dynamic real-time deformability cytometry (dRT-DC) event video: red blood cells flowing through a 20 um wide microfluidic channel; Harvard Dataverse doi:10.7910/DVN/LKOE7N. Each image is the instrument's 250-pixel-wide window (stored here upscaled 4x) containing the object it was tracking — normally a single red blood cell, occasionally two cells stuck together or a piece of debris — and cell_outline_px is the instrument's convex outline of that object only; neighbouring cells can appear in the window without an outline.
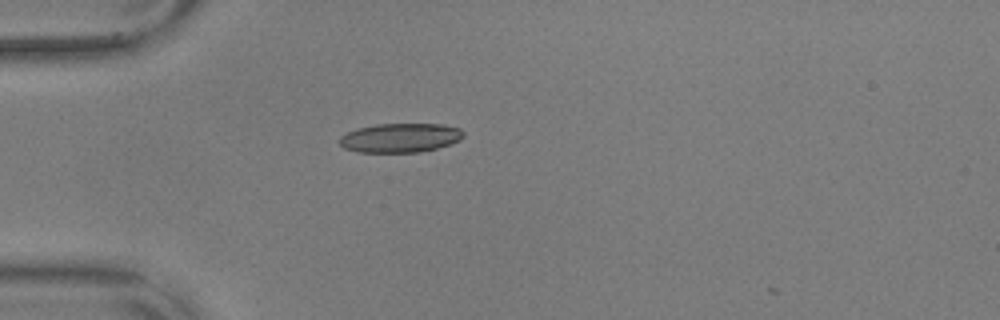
{"species": "common noctule bat (a hibernating species)", "species_latin": "Nyctalus noctula", "temperature_condition": "warm", "stored_images_in_passage": 42, "camera_frame_rate_fps": 3000, "um_per_image_px": 0.085, "animal": {"sex": "male", "body_mass_g": 17.9, "forearm_length_mm": 54.2}, "frame": {"image": 1, "passage_image": 1, "time_ms": 0.0, "image_size_px": [1000, 320], "cell_outline_px": [[464, 136], [460, 140], [436, 148], [420, 152], [356, 152], [344, 148], [340, 144], [340, 136], [356, 128], [376, 124], [440, 124], [460, 128], [464, 132]], "centroid_in_image_um": [34.01, 11.71], "position_along_channel_um": 51.0, "area_um2": 21.04}}
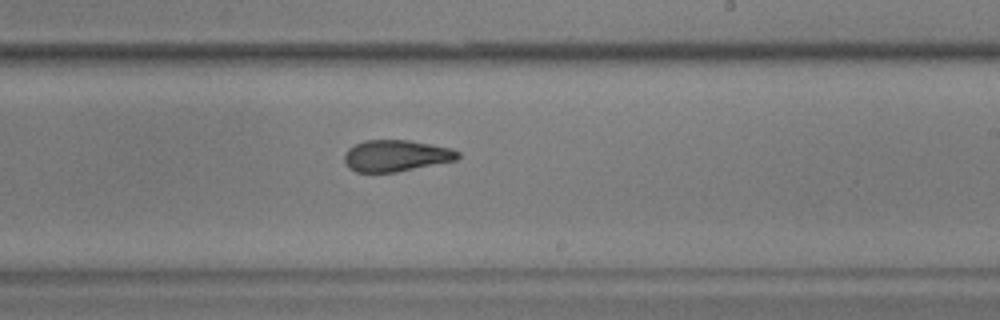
{"frame": {"image": 2, "passage_image": 19, "time_ms": 6.0, "image_size_px": [1000, 320], "cell_outline_px": [[460, 156], [456, 160], [396, 172], [356, 172], [348, 168], [344, 160], [344, 156], [348, 148], [364, 140], [408, 140], [452, 148], [460, 152]], "centroid_in_image_um": [33.65, 13.23], "position_along_channel_um": 255.3, "area_um2": 20.81}}
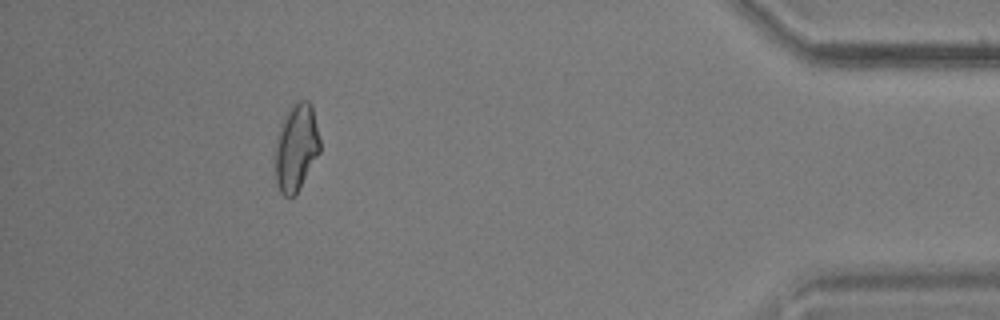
{"frame": {"image": 3, "passage_image": 36, "time_ms": 11.667, "image_size_px": [1000, 320], "cell_outline_px": [[320, 152], [296, 192], [292, 196], [284, 196], [280, 192], [276, 184], [276, 136], [280, 124], [288, 108], [296, 100], [308, 100], [312, 104], [320, 140]], "centroid_in_image_um": [25.17, 12.46], "position_along_channel_um": 410.0, "area_um2": 22.66}, "authors_computed_cell_mechanics": {"area_um2": 21.4149, "velocity_mm_per_s": 3.6179, "shape_relaxation_time_tau1_ms": null, "shape_relaxation_time_tau2_ms": 2.5996, "deformation_change_tau1": null, "deformation_change_tau2": 0.0942}}